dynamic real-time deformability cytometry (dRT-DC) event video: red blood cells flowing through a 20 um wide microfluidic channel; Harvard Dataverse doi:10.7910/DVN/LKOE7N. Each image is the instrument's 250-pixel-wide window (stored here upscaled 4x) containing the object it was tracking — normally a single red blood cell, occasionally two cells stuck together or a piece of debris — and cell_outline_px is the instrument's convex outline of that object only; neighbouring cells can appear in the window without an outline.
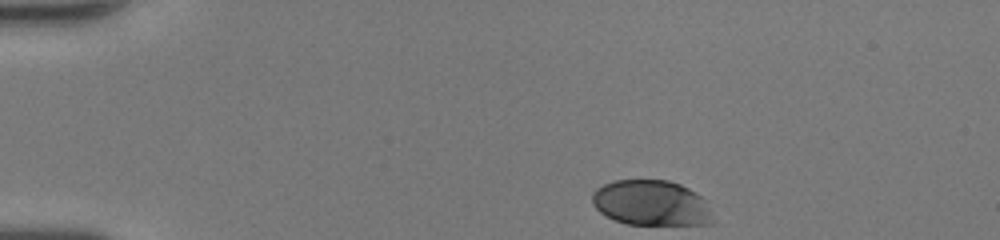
{"species": "human", "species_latin": "Homo sapiens", "temperature_condition": "room temperature", "stored_images_in_passage": 35, "camera_frame_rate_fps": 3000, "um_per_image_px": 0.085, "donor": {"sex": "female"}, "frame": {"image": 1, "passage_image": 1, "time_ms": 0.0, "image_size_px": [1000, 240], "cell_outline_px": [[712, 224], [628, 224], [616, 220], [600, 212], [592, 204], [592, 192], [596, 188], [604, 184], [616, 180], [668, 180], [680, 184], [696, 192], [704, 200], [712, 220]], "centroid_in_image_um": [55.31, 17.24], "position_along_channel_um": 29.7, "area_um2": 31.56}}
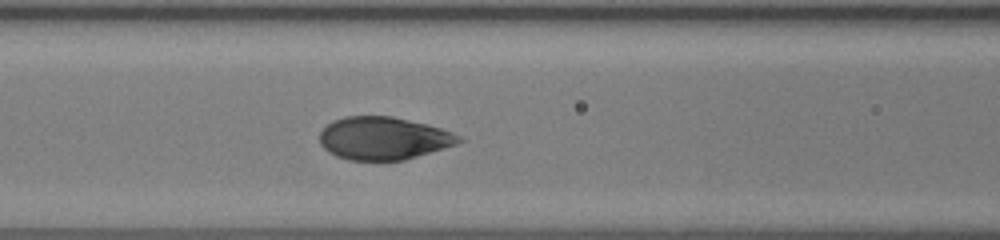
{"frame": {"image": 2, "passage_image": 14, "time_ms": 4.333, "image_size_px": [1000, 240], "cell_outline_px": [[464, 140], [456, 144], [404, 160], [348, 160], [336, 156], [328, 152], [320, 144], [320, 132], [332, 120], [344, 116], [392, 116], [428, 124], [452, 132], [460, 136]], "centroid_in_image_um": [32.57, 11.75], "position_along_channel_um": 134.0, "area_um2": 34.68}}
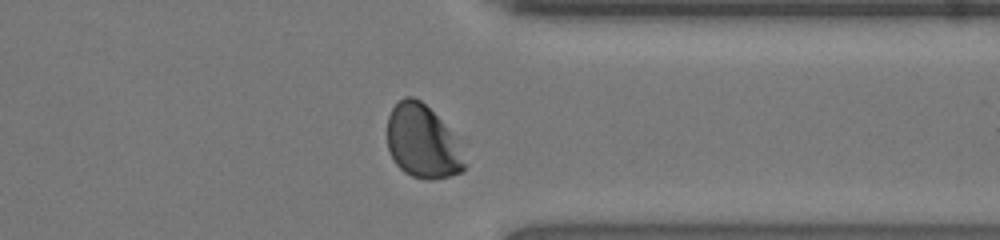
{"frame": {"image": 3, "passage_image": 31, "time_ms": 10.0, "image_size_px": [1000, 240], "cell_outline_px": [[468, 164], [464, 172], [432, 180], [428, 180], [412, 176], [404, 172], [396, 164], [388, 148], [388, 116], [392, 108], [404, 96], [412, 96], [420, 100], [440, 120], [456, 140]], "centroid_in_image_um": [35.91, 12.08], "position_along_channel_um": 375.5, "area_um2": 32.71}, "authors_computed_cell_mechanics": {"area_um2": 34.9112, "velocity_mm_per_s": 4.2695, "shape_relaxation_time_tau1_ms": 3.7342, "shape_relaxation_time_tau2_ms": null, "deformation_change_tau1": 0.1876, "deformation_change_tau2": null}}